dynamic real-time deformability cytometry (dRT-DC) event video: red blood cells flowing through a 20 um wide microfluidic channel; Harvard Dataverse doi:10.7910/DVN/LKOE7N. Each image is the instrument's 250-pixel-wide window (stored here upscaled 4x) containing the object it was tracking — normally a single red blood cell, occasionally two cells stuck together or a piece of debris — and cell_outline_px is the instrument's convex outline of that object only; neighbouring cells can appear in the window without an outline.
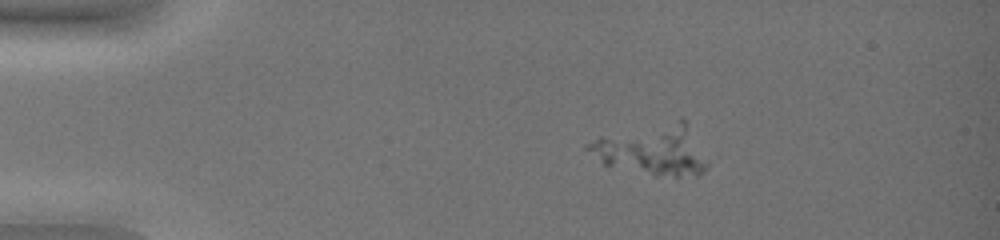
{"species": "common noctule bat (a hibernating species)", "species_latin": "Nyctalus noctula", "temperature_condition": "warm", "stored_images_in_passage": 5, "camera_frame_rate_fps": 3000, "um_per_image_px": 0.085, "animal": {"sex": "female", "body_mass_g": 19.0, "forearm_length_mm": 51.5}, "frame": {"image": 1, "passage_image": 1, "time_ms": 0.0, "image_size_px": [1000, 240], "cell_outline_px": [[712, 160], [708, 168], [704, 172], [696, 176], [652, 176], [604, 164], [584, 148], [584, 144], [600, 136], [680, 116], [684, 116]], "centroid_in_image_um": [55.58, 12.7], "position_along_channel_um": 29.4, "area_um2": 36.88}}